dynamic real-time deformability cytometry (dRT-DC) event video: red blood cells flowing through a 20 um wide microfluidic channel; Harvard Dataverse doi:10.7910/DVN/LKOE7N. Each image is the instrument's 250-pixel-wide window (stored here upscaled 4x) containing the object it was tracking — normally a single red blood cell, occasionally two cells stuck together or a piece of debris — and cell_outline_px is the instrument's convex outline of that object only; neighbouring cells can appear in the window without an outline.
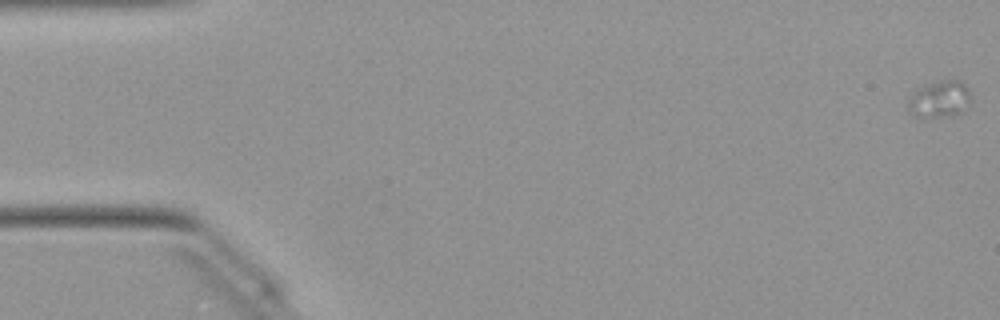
{"species": "Egyptian fruit bat (a non-hibernating species)", "species_latin": "Rousettus aegyptiacus", "temperature_condition": "warm", "stored_images_in_passage": 21, "camera_frame_rate_fps": 3000, "um_per_image_px": 0.085, "animal": {"sex": "female"}, "frame": {"image": 1, "passage_image": 1, "time_ms": 0.0, "image_size_px": [1000, 320], "cell_outline_px": [[972, 100], [968, 108], [964, 112], [948, 116], [924, 120], [916, 120], [908, 108], [908, 100], [916, 88], [924, 84], [940, 80], [960, 80], [968, 88]], "centroid_in_image_um": [79.85, 8.48], "position_along_channel_um": 5.2, "area_um2": 14.33}}
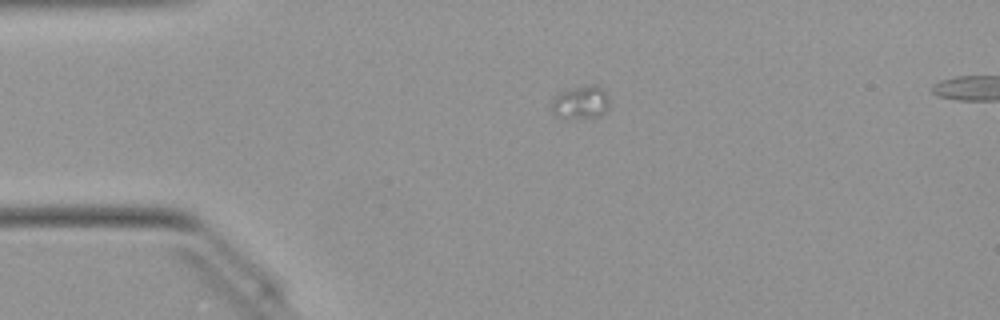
{"frame": {"image": 2, "passage_image": 12, "time_ms": 3.667, "image_size_px": [1000, 320], "cell_outline_px": [[608, 108], [600, 116], [556, 116], [552, 112], [548, 104], [552, 96], [568, 88], [588, 84], [596, 84], [608, 96]], "centroid_in_image_um": [49.28, 8.64], "position_along_channel_um": 35.7, "area_um2": 11.16}}